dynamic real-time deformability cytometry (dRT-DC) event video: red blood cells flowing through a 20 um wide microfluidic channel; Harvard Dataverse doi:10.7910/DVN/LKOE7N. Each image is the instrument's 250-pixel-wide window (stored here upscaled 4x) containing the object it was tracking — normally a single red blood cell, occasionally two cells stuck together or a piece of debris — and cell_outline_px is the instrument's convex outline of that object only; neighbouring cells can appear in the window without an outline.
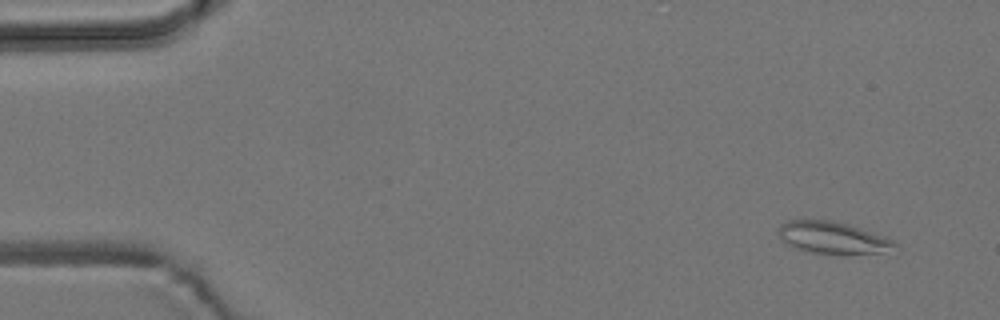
{"species": "common noctule bat (a hibernating species)", "species_latin": "Nyctalus noctula", "temperature_condition": "room temperature", "stored_images_in_passage": 4, "camera_frame_rate_fps": 3000, "um_per_image_px": 0.085, "animal": {"sex": "male", "body_mass_g": 19.2, "forearm_length_mm": 51.8}, "frame": {"image": 1, "passage_image": 1, "time_ms": 0.0, "image_size_px": [1000, 320], "cell_outline_px": [[896, 244], [880, 252], [812, 252], [796, 248], [784, 244], [780, 236], [780, 224], [788, 220], [832, 220], [848, 224], [884, 236], [892, 240]], "centroid_in_image_um": [70.67, 20.15], "position_along_channel_um": 14.3, "area_um2": 20.63}}